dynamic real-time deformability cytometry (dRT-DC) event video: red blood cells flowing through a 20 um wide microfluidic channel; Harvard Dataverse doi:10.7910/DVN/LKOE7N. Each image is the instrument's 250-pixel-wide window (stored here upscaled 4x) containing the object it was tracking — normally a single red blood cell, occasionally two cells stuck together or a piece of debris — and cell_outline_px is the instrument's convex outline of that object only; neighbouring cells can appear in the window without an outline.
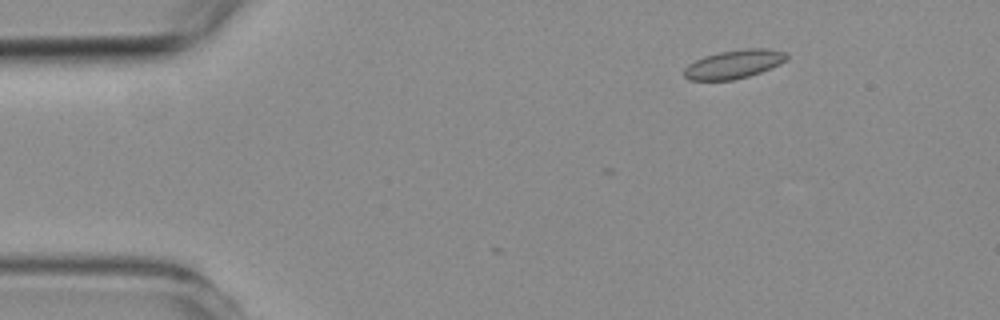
{"species": "common noctule bat (a hibernating species)", "species_latin": "Nyctalus noctula", "temperature_condition": "room temperature", "stored_images_in_passage": 3, "camera_frame_rate_fps": 3000, "um_per_image_px": 0.085, "animal": {"sex": "female", "body_mass_g": 19.3, "forearm_length_mm": 54.1}, "frame": {"image": 1, "passage_image": 1, "time_ms": 0.0, "image_size_px": [1000, 320], "cell_outline_px": [[788, 56], [780, 64], [772, 68], [748, 76], [732, 80], [688, 80], [684, 76], [684, 68], [688, 64], [704, 56], [720, 52], [744, 48], [764, 48], [784, 52]], "centroid_in_image_um": [62.36, 5.46], "position_along_channel_um": 22.6, "area_um2": 16.99}}